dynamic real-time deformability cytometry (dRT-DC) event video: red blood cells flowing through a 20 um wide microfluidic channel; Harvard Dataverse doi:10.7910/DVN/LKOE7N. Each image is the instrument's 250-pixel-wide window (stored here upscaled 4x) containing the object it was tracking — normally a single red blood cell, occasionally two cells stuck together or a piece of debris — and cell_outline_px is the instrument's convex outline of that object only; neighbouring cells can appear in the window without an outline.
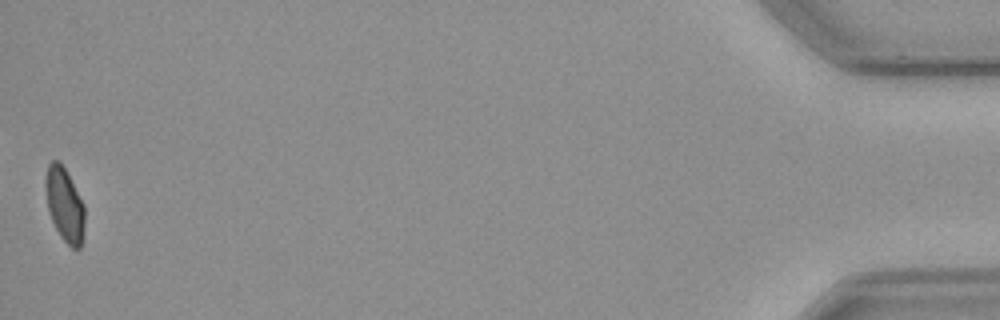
{"species": "common noctule bat (a hibernating species)", "species_latin": "Nyctalus noctula", "temperature_condition": "cold", "stored_images_in_passage": 54, "camera_frame_rate_fps": 3000, "um_per_image_px": 0.085, "animal": {"sex": "male", "body_mass_g": 23.1, "forearm_length_mm": 52.7}, "frame": {"image": 1, "passage_image": 54, "time_ms": 17.667, "image_size_px": [1000, 320], "cell_outline_px": [[84, 224], [80, 248], [72, 248], [60, 236], [48, 212], [44, 184], [44, 180], [48, 164], [52, 160], [56, 160], [64, 168], [84, 204]], "centroid_in_image_um": [5.46, 17.39], "position_along_channel_um": 429.7, "area_um2": 16.65}}